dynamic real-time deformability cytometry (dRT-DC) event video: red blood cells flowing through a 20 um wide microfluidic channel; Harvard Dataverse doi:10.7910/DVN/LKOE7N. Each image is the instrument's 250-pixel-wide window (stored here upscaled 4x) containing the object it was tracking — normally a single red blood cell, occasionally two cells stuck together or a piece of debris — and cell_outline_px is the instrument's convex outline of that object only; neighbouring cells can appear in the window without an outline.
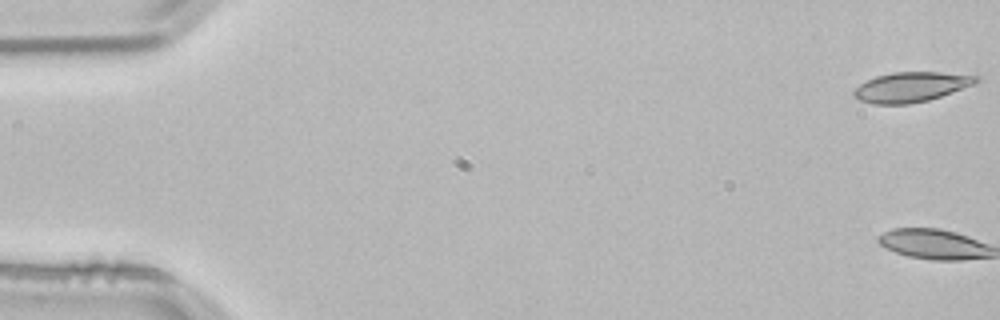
{"species": "common noctule bat (a hibernating species)", "species_latin": "Nyctalus noctula", "temperature_condition": "room temperature", "stored_images_in_passage": 2, "camera_frame_rate_fps": 3000, "um_per_image_px": 0.085, "animal": {"sex": "male", "body_mass_g": 21.5, "forearm_length_mm": 52.0}, "frame": {"image": 1, "passage_image": 1, "time_ms": 0.0, "image_size_px": [1000, 320], "cell_outline_px": [[980, 80], [976, 84], [928, 100], [908, 104], [872, 104], [860, 100], [852, 96], [852, 92], [860, 84], [876, 76], [896, 72], [940, 72], [980, 76]], "centroid_in_image_um": [77.46, 7.39], "position_along_channel_um": 7.5, "area_um2": 21.27}}